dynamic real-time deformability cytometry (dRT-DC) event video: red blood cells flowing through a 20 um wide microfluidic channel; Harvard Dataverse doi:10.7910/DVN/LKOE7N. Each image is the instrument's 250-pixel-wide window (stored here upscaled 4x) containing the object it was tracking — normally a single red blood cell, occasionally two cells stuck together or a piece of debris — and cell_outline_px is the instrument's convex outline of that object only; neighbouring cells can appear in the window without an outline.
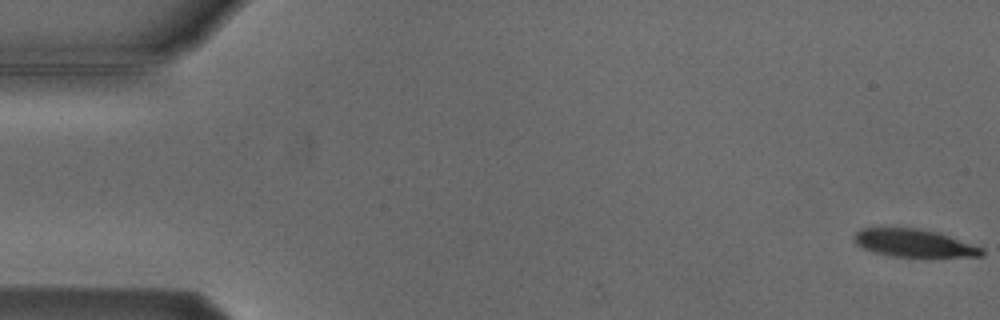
{"species": "Egyptian fruit bat (a non-hibernating species)", "species_latin": "Rousettus aegyptiacus", "temperature_condition": "cold", "stored_images_in_passage": 6, "camera_frame_rate_fps": 3000, "um_per_image_px": 0.085, "animal": {"sex": "male"}, "frame": {"image": 1, "passage_image": 1, "time_ms": 0.0, "image_size_px": [1000, 320], "cell_outline_px": [[984, 256], [892, 256], [872, 252], [856, 244], [856, 232], [860, 228], [920, 228], [936, 232], [984, 248]], "centroid_in_image_um": [77.69, 20.66], "position_along_channel_um": 7.3, "area_um2": 20.23}}
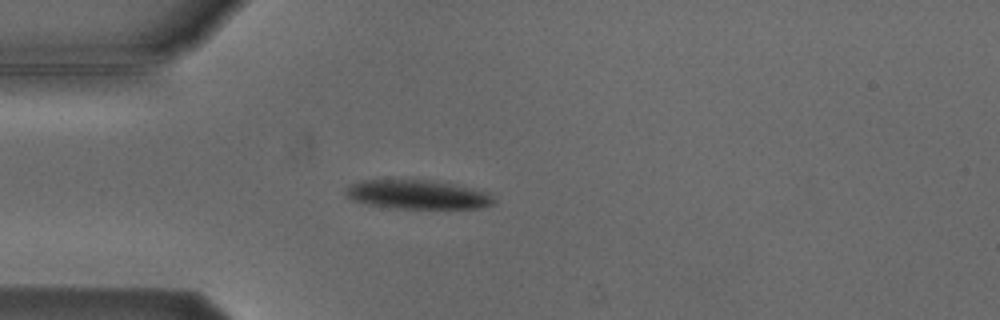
{"frame": {"image": 2, "passage_image": 5, "time_ms": 4.667, "image_size_px": [1000, 320], "cell_outline_px": [[496, 200], [492, 204], [480, 208], [396, 208], [368, 204], [352, 200], [344, 196], [344, 188], [360, 180], [428, 180], [452, 184], [488, 192]], "centroid_in_image_um": [35.44, 16.54], "position_along_channel_um": 49.6, "area_um2": 24.91}}